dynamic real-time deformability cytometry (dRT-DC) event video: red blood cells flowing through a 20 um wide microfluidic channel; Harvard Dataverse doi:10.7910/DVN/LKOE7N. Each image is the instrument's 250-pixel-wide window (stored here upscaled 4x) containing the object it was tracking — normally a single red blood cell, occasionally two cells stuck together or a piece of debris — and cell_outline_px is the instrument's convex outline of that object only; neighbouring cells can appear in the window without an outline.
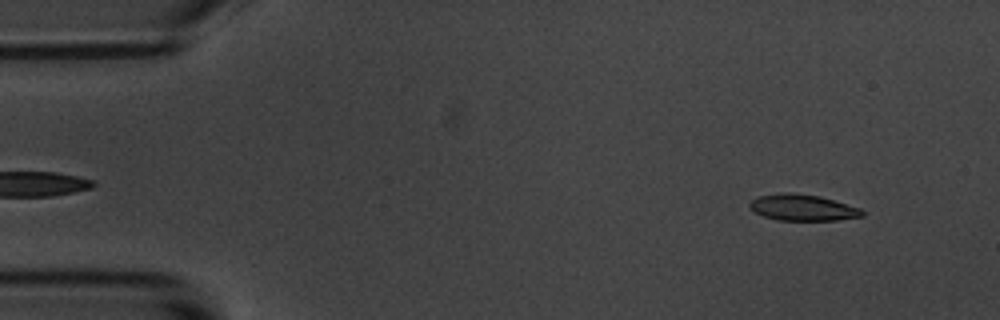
{"species": "common noctule bat (a hibernating species)", "species_latin": "Nyctalus noctula", "temperature_condition": "room temperature", "stored_images_in_passage": 4, "camera_frame_rate_fps": 3000, "um_per_image_px": 0.085, "animal": {"sex": "male", "body_mass_g": 20.1, "forearm_length_mm": 53.5}, "frame": {"image": 1, "passage_image": 1, "time_ms": 0.0, "image_size_px": [1000, 320], "cell_outline_px": [[864, 216], [836, 220], [776, 220], [764, 216], [756, 212], [748, 204], [756, 196], [784, 192], [792, 192], [820, 196], [860, 208], [864, 212]], "centroid_in_image_um": [68.22, 17.63], "position_along_channel_um": 16.8, "area_um2": 17.17}}
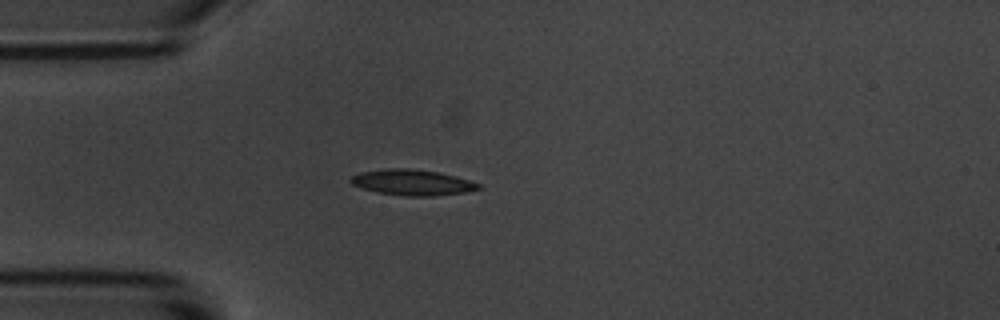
{"frame": {"image": 2, "passage_image": 4, "time_ms": 3.333, "image_size_px": [1000, 320], "cell_outline_px": [[484, 188], [468, 192], [436, 196], [404, 196], [380, 192], [364, 188], [352, 184], [348, 180], [352, 176], [360, 172], [384, 168], [412, 168], [440, 172], [456, 176], [480, 184]], "centroid_in_image_um": [35.09, 15.5], "position_along_channel_um": 49.9, "area_um2": 19.36}}